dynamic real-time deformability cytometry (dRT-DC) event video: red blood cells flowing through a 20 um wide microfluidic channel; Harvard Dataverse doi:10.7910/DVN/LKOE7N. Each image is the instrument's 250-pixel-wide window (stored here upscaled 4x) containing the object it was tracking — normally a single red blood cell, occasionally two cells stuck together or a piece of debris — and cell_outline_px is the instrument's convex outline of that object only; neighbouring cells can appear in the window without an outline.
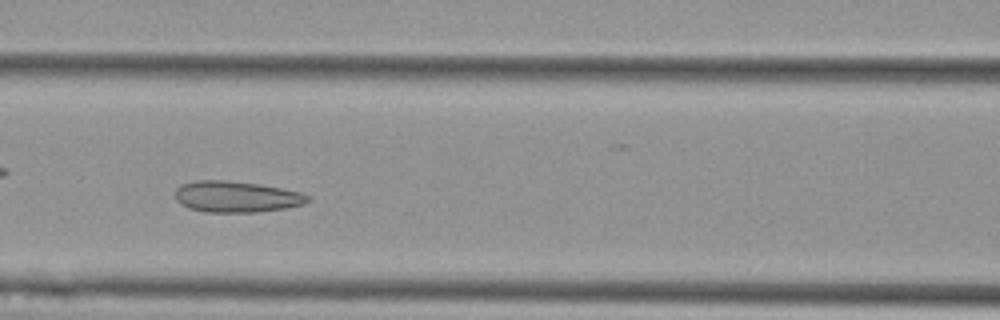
{"species": "Egyptian fruit bat (a non-hibernating species)", "species_latin": "Rousettus aegyptiacus", "temperature_condition": "cold", "stored_images_in_passage": 48, "camera_frame_rate_fps": 3000, "um_per_image_px": 0.085, "animal": {"sex": "female"}, "frame": {"image": 1, "passage_image": 16, "time_ms": 5.0, "image_size_px": [1000, 320], "cell_outline_px": [[312, 200], [304, 204], [284, 208], [256, 212], [204, 212], [188, 208], [180, 204], [176, 200], [176, 188], [184, 184], [196, 180], [224, 180], [256, 184], [304, 192]], "centroid_in_image_um": [20.1, 16.73], "position_along_channel_um": 146.5, "area_um2": 24.04}}
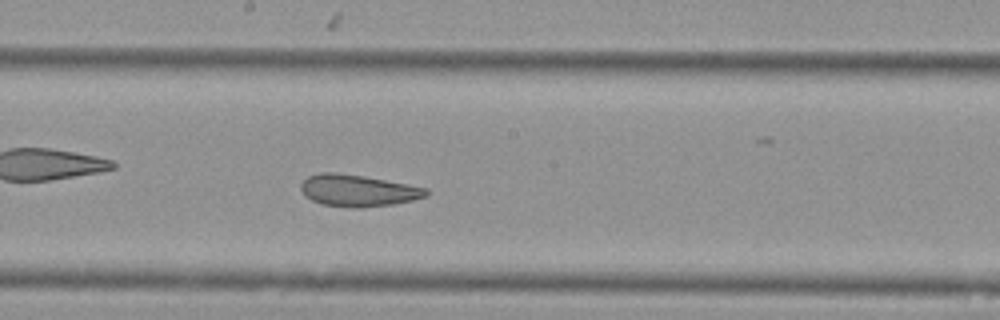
{"frame": {"image": 2, "passage_image": 22, "time_ms": 7.0, "image_size_px": [1000, 320], "cell_outline_px": [[428, 196], [412, 200], [392, 204], [360, 208], [348, 208], [324, 204], [312, 200], [304, 196], [300, 188], [300, 184], [308, 176], [320, 172], [336, 172], [364, 176], [408, 184], [428, 188]], "centroid_in_image_um": [30.41, 16.19], "position_along_channel_um": 217.8, "area_um2": 23.29}}
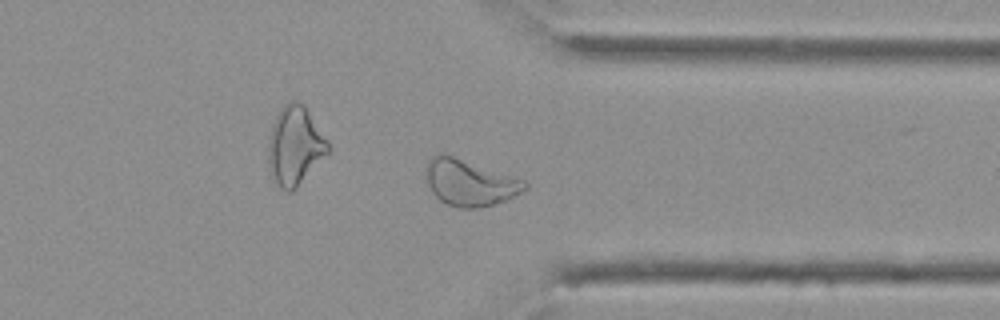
{"frame": {"image": 3, "passage_image": 35, "time_ms": 11.333, "image_size_px": [1000, 320], "cell_outline_px": [[528, 188], [508, 200], [480, 208], [456, 208], [440, 200], [432, 192], [428, 184], [428, 160], [432, 156], [440, 152], [524, 180], [528, 184]], "centroid_in_image_um": [39.95, 15.55], "position_along_channel_um": 371.4, "area_um2": 26.24}, "authors_computed_cell_mechanics": {"area_um2": 26.2412, "velocity_mm_per_s": 3.5856, "shape_relaxation_time_tau1_ms": null, "shape_relaxation_time_tau2_ms": 1.8096, "deformation_change_tau1": null, "deformation_change_tau2": 0.0854}}